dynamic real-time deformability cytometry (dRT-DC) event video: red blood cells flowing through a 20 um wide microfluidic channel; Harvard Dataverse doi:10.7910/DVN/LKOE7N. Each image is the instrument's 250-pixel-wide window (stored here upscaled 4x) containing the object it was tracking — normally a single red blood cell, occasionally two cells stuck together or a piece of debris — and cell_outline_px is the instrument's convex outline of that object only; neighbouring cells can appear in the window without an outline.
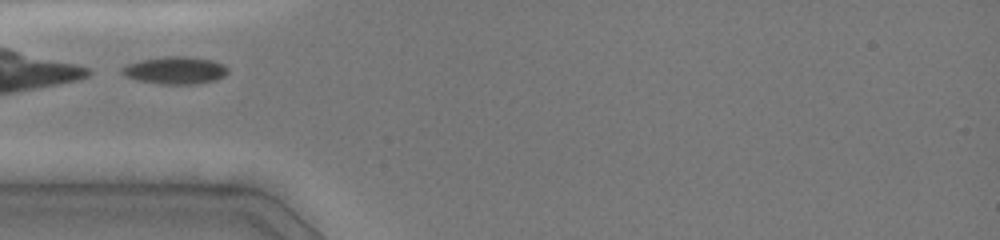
{"species": "common noctule bat (a hibernating species)", "species_latin": "Nyctalus noctula", "temperature_condition": "cold", "stored_images_in_passage": 13, "camera_frame_rate_fps": 3000, "um_per_image_px": 0.085, "animal": {"sex": "female", "body_mass_g": 19.0, "forearm_length_mm": 51.5}, "frame": {"image": 1, "passage_image": 1, "time_ms": 0.0, "image_size_px": [1000, 240], "cell_outline_px": [[228, 72], [224, 76], [216, 80], [196, 84], [160, 84], [136, 80], [124, 76], [120, 72], [120, 68], [128, 64], [140, 60], [164, 56], [188, 56], [212, 60], [224, 64], [228, 68]], "centroid_in_image_um": [14.88, 5.98], "position_along_channel_um": 70.1, "area_um2": 17.17}}